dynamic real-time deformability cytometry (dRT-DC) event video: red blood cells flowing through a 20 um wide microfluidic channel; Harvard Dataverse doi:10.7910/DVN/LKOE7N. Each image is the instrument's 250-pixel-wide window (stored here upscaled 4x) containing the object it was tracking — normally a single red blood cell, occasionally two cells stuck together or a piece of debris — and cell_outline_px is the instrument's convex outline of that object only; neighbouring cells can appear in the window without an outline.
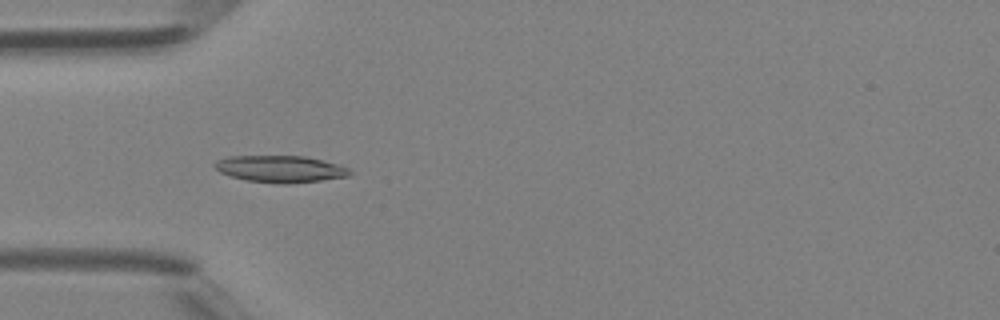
{"species": "Egyptian fruit bat (a non-hibernating species)", "species_latin": "Rousettus aegyptiacus", "temperature_condition": "room temperature", "stored_images_in_passage": 44, "camera_frame_rate_fps": 3000, "um_per_image_px": 0.085, "animal": {"sex": "female"}, "frame": {"image": 1, "passage_image": 14, "time_ms": 4.333, "image_size_px": [1000, 320], "cell_outline_px": [[352, 176], [288, 184], [280, 184], [248, 180], [232, 176], [220, 172], [212, 164], [216, 160], [228, 156], [304, 156], [336, 164], [348, 168], [352, 172]], "centroid_in_image_um": [23.82, 14.36], "position_along_channel_um": 61.2, "area_um2": 20.98}}
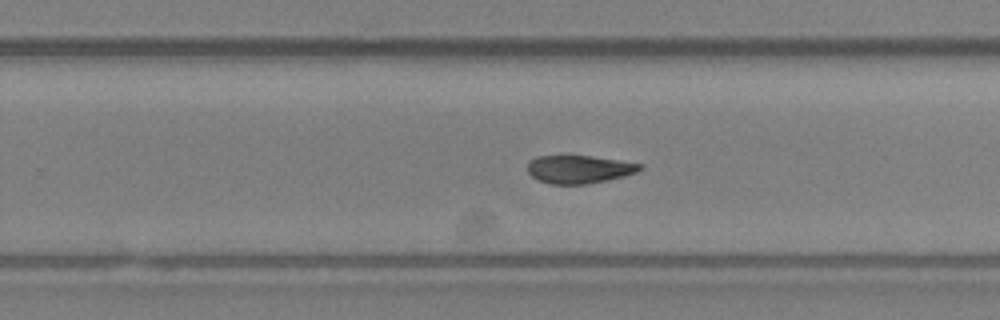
{"frame": {"image": 2, "passage_image": 28, "time_ms": 9.0, "image_size_px": [1000, 320], "cell_outline_px": [[644, 168], [636, 172], [624, 176], [608, 180], [588, 184], [548, 184], [536, 180], [528, 172], [528, 160], [536, 156], [592, 156], [640, 164]], "centroid_in_image_um": [49.17, 14.4], "position_along_channel_um": 280.6, "area_um2": 18.38}}
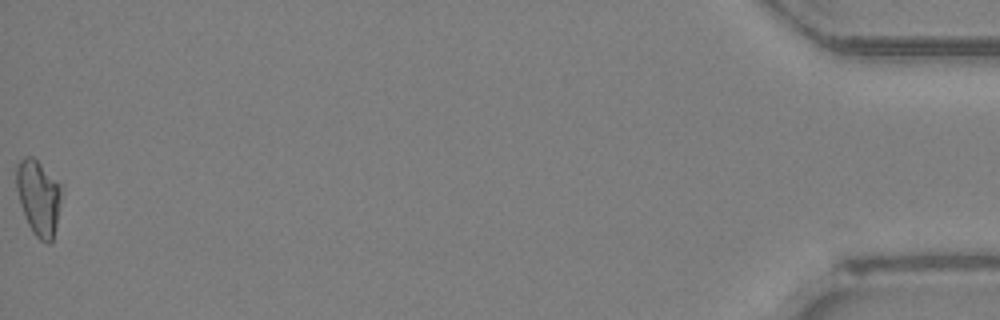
{"frame": {"image": 3, "passage_image": 44, "time_ms": 14.333, "image_size_px": [1000, 320], "cell_outline_px": [[64, 188], [56, 224], [52, 240], [48, 244], [40, 240], [32, 232], [28, 224], [20, 204], [16, 188], [16, 164], [24, 156], [32, 156]], "centroid_in_image_um": [3.27, 16.78], "position_along_channel_um": 431.9, "area_um2": 19.83}}